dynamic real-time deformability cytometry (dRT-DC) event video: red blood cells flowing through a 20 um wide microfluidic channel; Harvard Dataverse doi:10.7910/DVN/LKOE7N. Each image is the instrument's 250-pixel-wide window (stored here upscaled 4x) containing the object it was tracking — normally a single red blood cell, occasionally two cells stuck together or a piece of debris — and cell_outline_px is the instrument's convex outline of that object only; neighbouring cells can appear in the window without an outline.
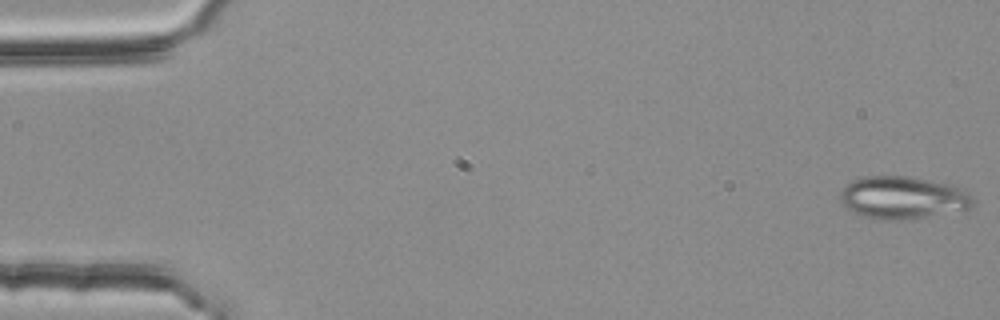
{"species": "common noctule bat (a hibernating species)", "species_latin": "Nyctalus noctula", "temperature_condition": "room temperature", "stored_images_in_passage": 54, "camera_frame_rate_fps": 3000, "um_per_image_px": 0.085, "animal": {"sex": "female", "body_mass_g": 25.1}, "frame": {"image": 1, "passage_image": 1, "time_ms": 0.0, "image_size_px": [1000, 320], "cell_outline_px": [[976, 204], [968, 208], [924, 216], [900, 220], [880, 220], [864, 216], [848, 208], [840, 200], [840, 188], [852, 180], [864, 176], [908, 176], [948, 184], [960, 188], [968, 192], [976, 200]], "centroid_in_image_um": [76.71, 16.78], "position_along_channel_um": 8.3, "area_um2": 32.6}}
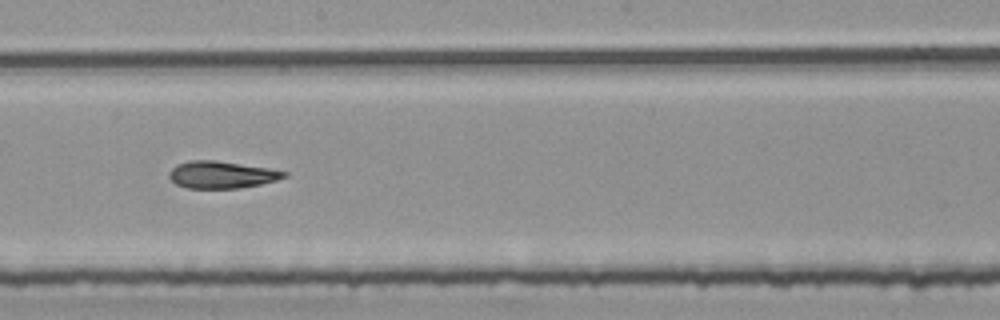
{"frame": {"image": 2, "passage_image": 30, "time_ms": 9.667, "image_size_px": [1000, 320], "cell_outline_px": [[288, 176], [276, 180], [260, 184], [240, 188], [188, 188], [176, 184], [168, 176], [168, 172], [176, 164], [188, 160], [216, 160], [268, 168], [288, 172]], "centroid_in_image_um": [18.81, 14.84], "position_along_channel_um": 229.4, "area_um2": 18.21}}
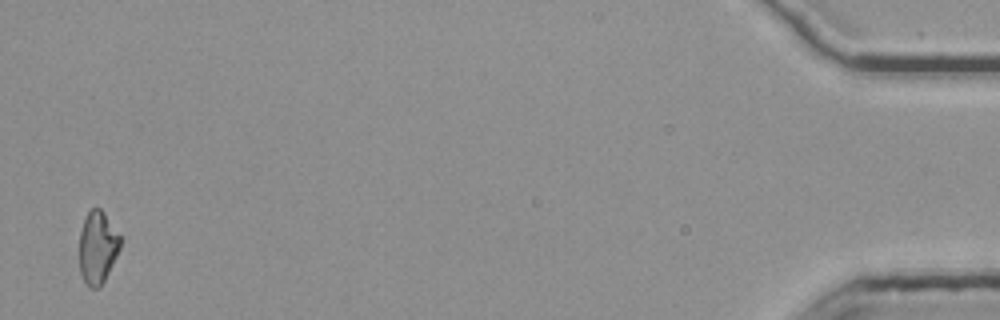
{"frame": {"image": 3, "passage_image": 53, "time_ms": 17.333, "image_size_px": [1000, 320], "cell_outline_px": [[120, 248], [100, 288], [88, 288], [80, 272], [80, 232], [84, 220], [88, 212], [92, 208], [100, 208], [104, 212], [120, 236]], "centroid_in_image_um": [8.28, 21.04], "position_along_channel_um": 426.9, "area_um2": 17.05}, "authors_computed_cell_mechanics": {"area_um2": 18.5249, "velocity_mm_per_s": 3.8065, "shape_relaxation_time_tau1_ms": null, "shape_relaxation_time_tau2_ms": 3.8206, "deformation_change_tau1": null, "deformation_change_tau2": 0.129}}